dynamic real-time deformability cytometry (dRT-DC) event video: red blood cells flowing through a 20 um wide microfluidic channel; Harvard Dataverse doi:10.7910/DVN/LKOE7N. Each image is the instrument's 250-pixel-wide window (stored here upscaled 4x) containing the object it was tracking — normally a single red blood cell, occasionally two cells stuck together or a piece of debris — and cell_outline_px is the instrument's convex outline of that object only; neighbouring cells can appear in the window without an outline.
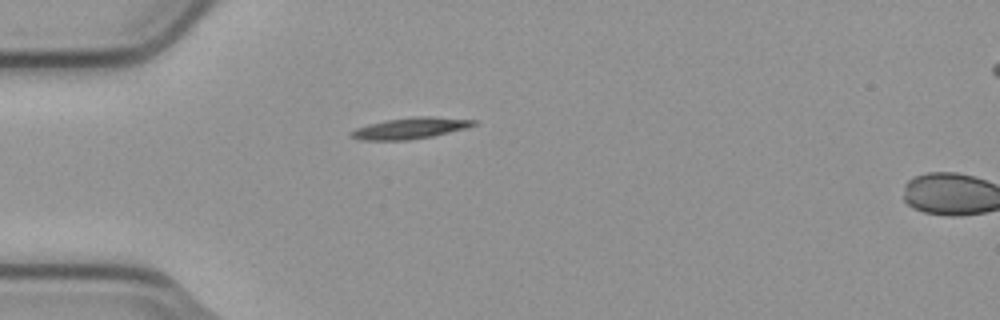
{"species": "common noctule bat (a hibernating species)", "species_latin": "Nyctalus noctula", "temperature_condition": "cold", "stored_images_in_passage": 2, "segment_of_instrument_passage": [1, 2], "camera_frame_rate_fps": 3000, "um_per_image_px": 0.085, "animal": {"sex": "male", "body_mass_g": 23.1, "forearm_length_mm": 52.7}, "frame": {"image": 1, "passage_image": 1, "time_ms": 0.0, "image_size_px": [1000, 320], "cell_outline_px": [[476, 124], [468, 128], [432, 136], [408, 140], [360, 140], [348, 136], [348, 132], [356, 128], [368, 124], [388, 120], [416, 116], [432, 116], [476, 120]], "centroid_in_image_um": [34.85, 10.9], "position_along_channel_um": 50.1, "area_um2": 15.2}}